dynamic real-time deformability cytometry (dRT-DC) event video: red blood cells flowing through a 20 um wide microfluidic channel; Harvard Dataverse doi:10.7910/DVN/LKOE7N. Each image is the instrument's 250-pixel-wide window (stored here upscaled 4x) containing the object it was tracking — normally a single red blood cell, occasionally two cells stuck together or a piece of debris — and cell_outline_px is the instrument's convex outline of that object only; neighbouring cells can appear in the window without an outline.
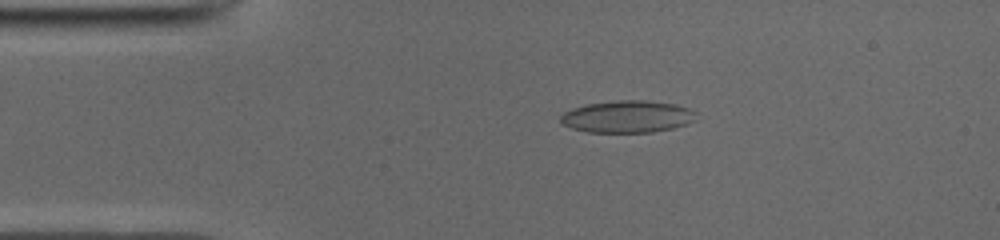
{"species": "common noctule bat (a hibernating species)", "species_latin": "Nyctalus noctula", "temperature_condition": "cold", "stored_images_in_passage": 42, "camera_frame_rate_fps": 3000, "um_per_image_px": 0.085, "animal": {"sex": "male", "body_mass_g": 19.0, "forearm_length_mm": 50.8}, "frame": {"image": 1, "passage_image": 1, "time_ms": 0.0, "image_size_px": [1000, 240], "cell_outline_px": [[696, 120], [688, 124], [672, 128], [652, 132], [588, 132], [572, 128], [560, 124], [560, 116], [564, 112], [572, 108], [588, 104], [616, 100], [644, 100], [676, 104], [688, 108], [696, 112]], "centroid_in_image_um": [53.33, 9.91], "position_along_channel_um": 31.7, "area_um2": 25.49}}
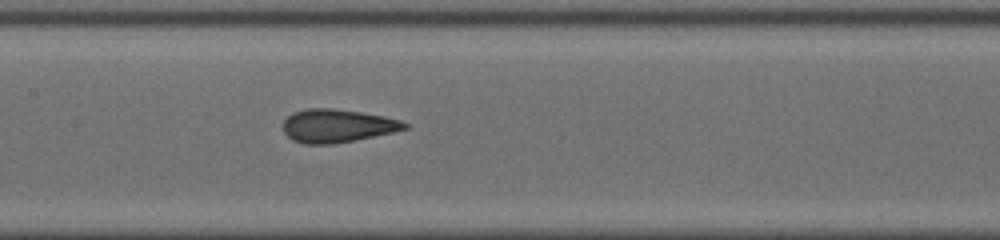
{"frame": {"image": 2, "passage_image": 15, "time_ms": 4.667, "image_size_px": [1000, 240], "cell_outline_px": [[408, 128], [392, 132], [356, 140], [332, 144], [304, 144], [292, 140], [284, 132], [284, 120], [292, 112], [308, 108], [332, 108], [360, 112], [384, 116], [400, 120], [408, 124]], "centroid_in_image_um": [28.65, 10.69], "position_along_channel_um": 178.8, "area_um2": 23.47}}
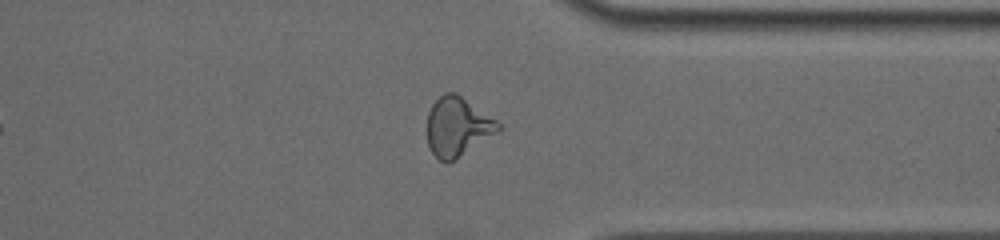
{"frame": {"image": 3, "passage_image": 30, "time_ms": 9.667, "image_size_px": [1000, 240], "cell_outline_px": [[500, 132], [456, 160], [448, 164], [444, 164], [432, 152], [428, 144], [428, 112], [432, 104], [444, 92], [456, 92], [496, 120], [500, 124]], "centroid_in_image_um": [38.9, 10.8], "position_along_channel_um": 372.5, "area_um2": 24.74}, "authors_computed_cell_mechanics": {"area_um2": 23.6691, "velocity_mm_per_s": 3.9677, "shape_relaxation_time_tau1_ms": 6.2944, "shape_relaxation_time_tau2_ms": 1.4346, "deformation_change_tau1": 0.181, "deformation_change_tau2": 0.0827}}